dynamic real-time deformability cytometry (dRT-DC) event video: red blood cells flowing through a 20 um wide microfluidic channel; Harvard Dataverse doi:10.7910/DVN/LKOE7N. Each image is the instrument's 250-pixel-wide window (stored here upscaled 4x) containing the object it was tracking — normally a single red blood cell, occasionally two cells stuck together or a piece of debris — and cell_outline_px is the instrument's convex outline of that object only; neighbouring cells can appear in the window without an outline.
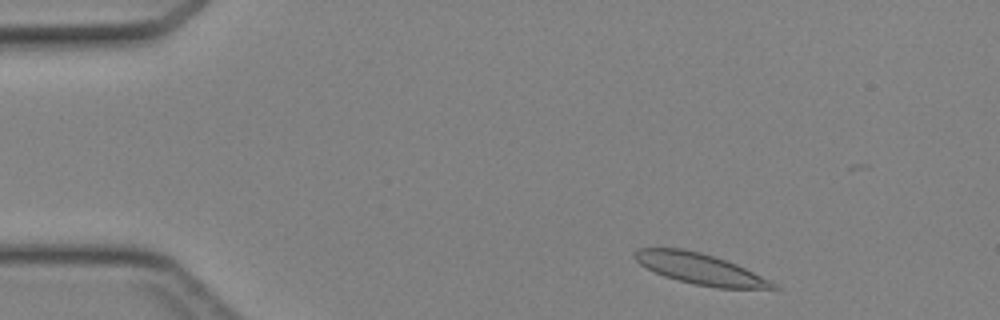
{"species": "Egyptian fruit bat (a non-hibernating species)", "species_latin": "Rousettus aegyptiacus", "temperature_condition": "cold", "stored_images_in_passage": 43, "camera_frame_rate_fps": 3000, "um_per_image_px": 0.085, "animal": {"sex": "female"}, "frame": {"image": 1, "passage_image": 3, "time_ms": 0.667, "image_size_px": [1000, 320], "cell_outline_px": [[780, 288], [716, 288], [692, 284], [664, 276], [640, 264], [632, 256], [632, 252], [640, 248], [680, 248], [700, 252], [736, 264], [776, 284]], "centroid_in_image_um": [59.44, 22.85], "position_along_channel_um": 25.6, "area_um2": 24.45}}
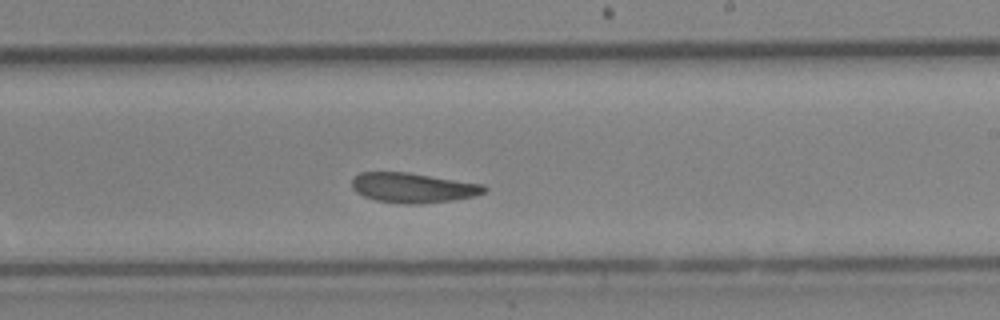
{"frame": {"image": 2, "passage_image": 24, "time_ms": 7.667, "image_size_px": [1000, 320], "cell_outline_px": [[488, 188], [484, 192], [476, 196], [452, 200], [416, 204], [404, 204], [376, 200], [364, 196], [356, 192], [352, 188], [352, 180], [360, 172], [408, 172], [484, 184]], "centroid_in_image_um": [35.12, 15.95], "position_along_channel_um": 253.9, "area_um2": 23.06}}
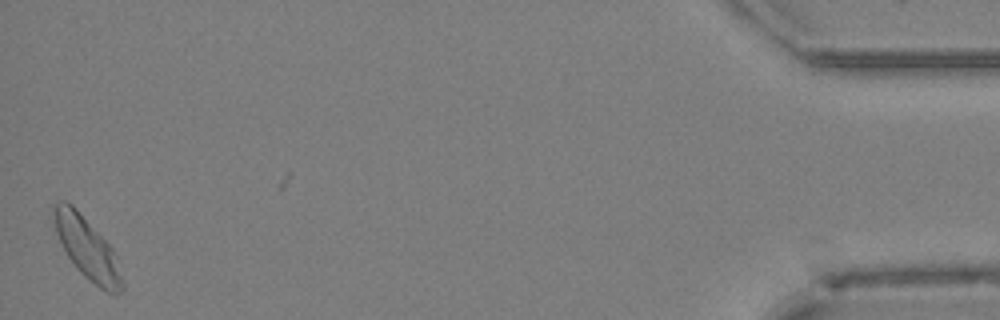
{"frame": {"image": 3, "passage_image": 42, "time_ms": 13.667, "image_size_px": [1000, 320], "cell_outline_px": [[124, 288], [120, 292], [108, 292], [100, 288], [88, 280], [76, 268], [68, 256], [56, 232], [52, 212], [52, 208], [60, 200], [64, 200], [72, 204], [76, 208], [112, 248], [116, 256], [124, 284]], "centroid_in_image_um": [7.4, 21.09], "position_along_channel_um": 427.8, "area_um2": 24.16}}